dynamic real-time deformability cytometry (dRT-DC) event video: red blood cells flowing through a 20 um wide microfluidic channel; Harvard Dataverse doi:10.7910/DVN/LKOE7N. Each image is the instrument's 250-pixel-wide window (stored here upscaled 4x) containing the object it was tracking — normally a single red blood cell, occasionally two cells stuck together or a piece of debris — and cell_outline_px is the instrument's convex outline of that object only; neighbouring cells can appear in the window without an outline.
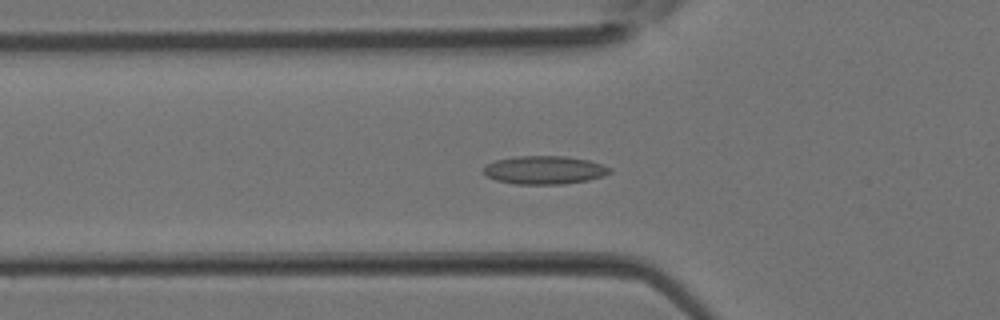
{"species": "Egyptian fruit bat (a non-hibernating species)", "species_latin": "Rousettus aegyptiacus", "temperature_condition": "room temperature", "stored_images_in_passage": 37, "camera_frame_rate_fps": 3000, "um_per_image_px": 0.085, "animal": {"sex": "female"}, "frame": {"image": 1, "passage_image": 12, "time_ms": 3.667, "image_size_px": [1000, 320], "cell_outline_px": [[612, 172], [604, 176], [588, 180], [564, 184], [516, 184], [496, 180], [488, 176], [484, 172], [484, 168], [488, 164], [496, 160], [516, 156], [568, 156], [588, 160], [612, 168]], "centroid_in_image_um": [46.32, 14.45], "position_along_channel_um": 79.5, "area_um2": 20.75}}
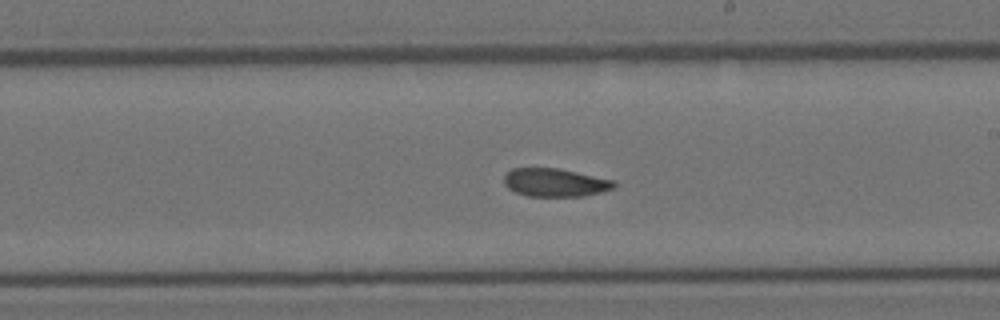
{"frame": {"image": 2, "passage_image": 21, "time_ms": 6.667, "image_size_px": [1000, 320], "cell_outline_px": [[616, 188], [584, 196], [528, 196], [516, 192], [508, 188], [504, 184], [504, 176], [512, 168], [556, 168], [616, 180]], "centroid_in_image_um": [47.21, 15.52], "position_along_channel_um": 241.8, "area_um2": 18.09}}
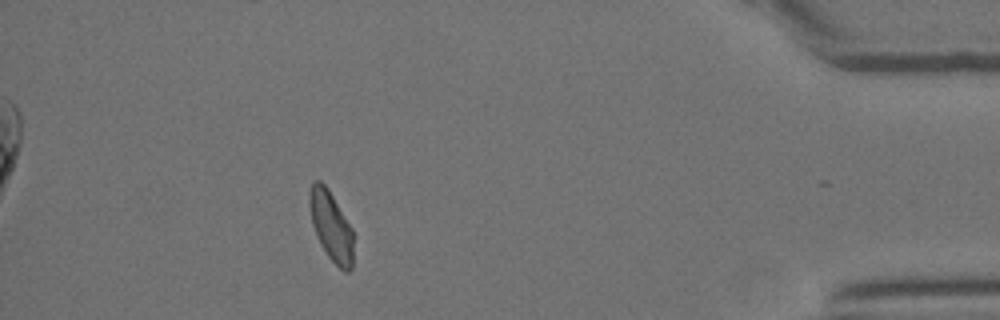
{"frame": {"image": 3, "passage_image": 33, "time_ms": 10.667, "image_size_px": [1000, 320], "cell_outline_px": [[352, 268], [348, 272], [344, 272], [328, 256], [320, 244], [316, 236], [312, 224], [308, 204], [308, 192], [312, 180], [320, 180], [328, 188], [352, 228]], "centroid_in_image_um": [28.1, 19.17], "position_along_channel_um": 407.1, "area_um2": 17.92}}